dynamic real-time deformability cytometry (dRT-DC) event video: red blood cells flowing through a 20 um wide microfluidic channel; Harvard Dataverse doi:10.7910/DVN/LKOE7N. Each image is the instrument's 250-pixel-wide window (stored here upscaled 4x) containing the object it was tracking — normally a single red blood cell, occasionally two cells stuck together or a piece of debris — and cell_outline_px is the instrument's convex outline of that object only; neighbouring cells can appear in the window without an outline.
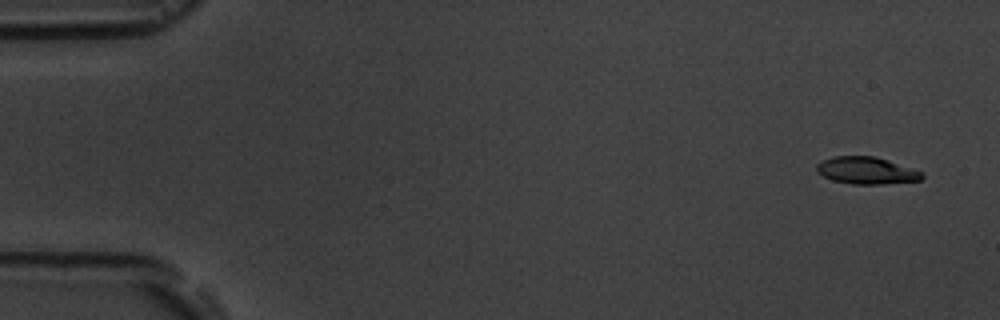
{"species": "common noctule bat (a hibernating species)", "species_latin": "Nyctalus noctula", "temperature_condition": "room temperature", "stored_images_in_passage": 5, "camera_frame_rate_fps": 3000, "um_per_image_px": 0.085, "animal": {"sex": "male", "body_mass_g": 19.5, "forearm_length_mm": 54.6}, "frame": {"image": 1, "passage_image": 1, "time_ms": 0.0, "image_size_px": [1000, 320], "cell_outline_px": [[924, 176], [920, 180], [880, 184], [852, 184], [832, 180], [816, 172], [816, 164], [832, 156], [876, 156], [924, 172]], "centroid_in_image_um": [73.64, 14.49], "position_along_channel_um": 11.4, "area_um2": 16.65}}
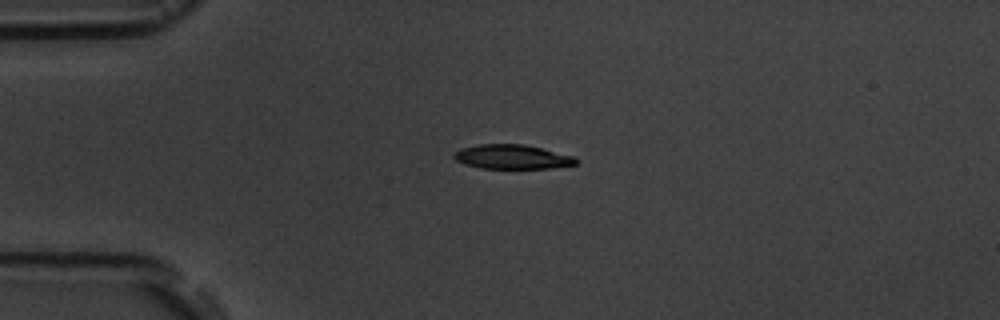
{"frame": {"image": 2, "passage_image": 4, "time_ms": 3.667, "image_size_px": [1000, 320], "cell_outline_px": [[576, 164], [552, 168], [480, 168], [464, 164], [456, 160], [452, 156], [460, 148], [480, 144], [524, 144], [576, 156]], "centroid_in_image_um": [43.53, 13.33], "position_along_channel_um": 41.5, "area_um2": 17.28}}